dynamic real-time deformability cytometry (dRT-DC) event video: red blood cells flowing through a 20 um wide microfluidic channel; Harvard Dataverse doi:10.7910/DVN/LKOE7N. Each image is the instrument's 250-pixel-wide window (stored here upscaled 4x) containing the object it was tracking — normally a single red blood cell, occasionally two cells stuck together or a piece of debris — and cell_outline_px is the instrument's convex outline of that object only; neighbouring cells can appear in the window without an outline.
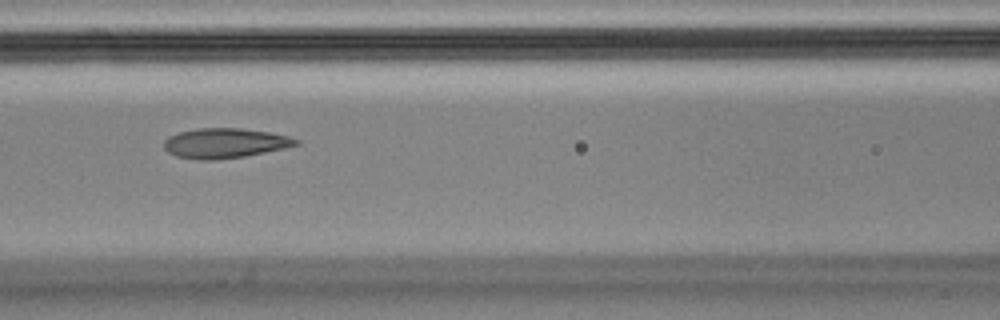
{"species": "Egyptian fruit bat (a non-hibernating species)", "species_latin": "Rousettus aegyptiacus", "temperature_condition": "cold", "stored_images_in_passage": 6, "camera_frame_rate_fps": 3000, "um_per_image_px": 0.085, "animal": {"sex": "male"}, "frame": {"image": 1, "passage_image": 3, "time_ms": 0.667, "image_size_px": [1000, 320], "cell_outline_px": [[300, 144], [284, 148], [244, 156], [216, 160], [196, 160], [176, 156], [168, 152], [164, 148], [164, 140], [168, 136], [180, 132], [196, 128], [240, 128], [268, 132], [288, 136], [300, 140]], "centroid_in_image_um": [19.09, 12.17], "position_along_channel_um": 147.5, "area_um2": 23.0}}
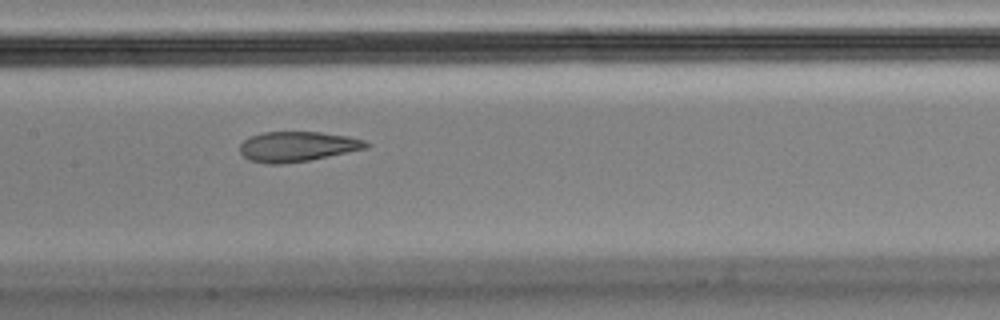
{"frame": {"image": 2, "passage_image": 4, "time_ms": 1.0, "image_size_px": [1000, 320], "cell_outline_px": [[372, 144], [368, 148], [308, 160], [280, 164], [268, 164], [248, 160], [240, 152], [240, 144], [248, 136], [264, 132], [320, 132], [348, 136], [364, 140]], "centroid_in_image_um": [25.26, 12.45], "position_along_channel_um": 182.1, "area_um2": 22.14}}
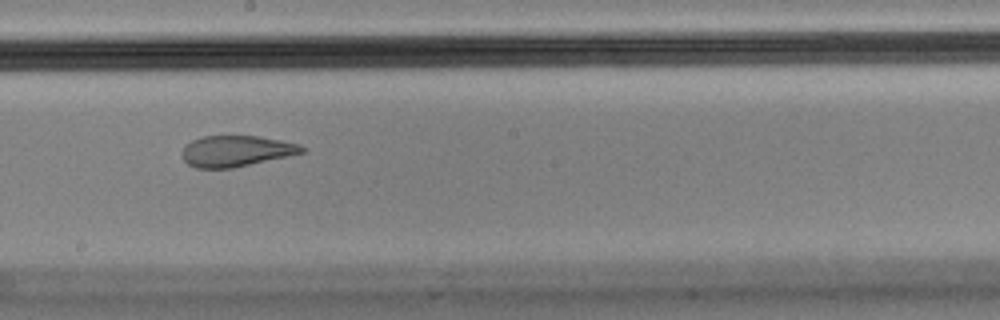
{"frame": {"image": 3, "passage_image": 5, "time_ms": 1.333, "image_size_px": [1000, 320], "cell_outline_px": [[308, 148], [304, 152], [288, 156], [232, 168], [196, 168], [188, 164], [184, 160], [180, 152], [184, 144], [192, 140], [204, 136], [256, 136], [280, 140], [300, 144]], "centroid_in_image_um": [20.05, 12.84], "position_along_channel_um": 228.2, "area_um2": 21.73}}